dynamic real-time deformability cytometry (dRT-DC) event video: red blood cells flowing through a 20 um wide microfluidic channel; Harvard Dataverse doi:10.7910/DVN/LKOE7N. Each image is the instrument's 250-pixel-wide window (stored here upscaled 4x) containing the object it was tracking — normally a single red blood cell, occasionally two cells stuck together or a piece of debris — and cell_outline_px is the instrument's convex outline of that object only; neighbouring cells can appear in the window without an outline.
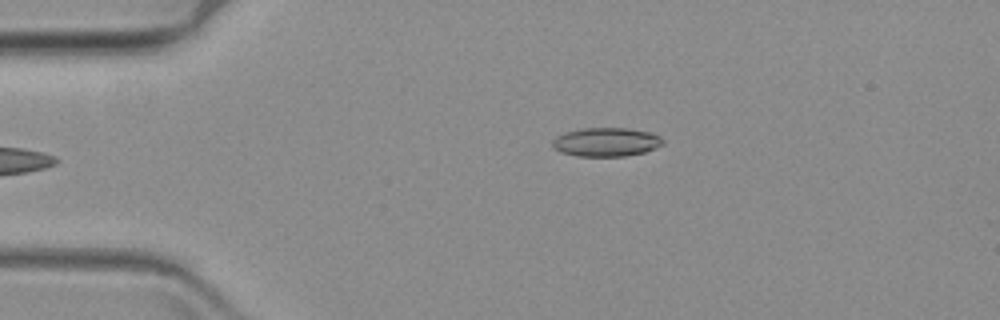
{"species": "common noctule bat (a hibernating species)", "species_latin": "Nyctalus noctula", "temperature_condition": "warm", "stored_images_in_passage": 43, "camera_frame_rate_fps": 3000, "um_per_image_px": 0.085, "animal": {"sex": "female", "body_mass_g": 19.3, "forearm_length_mm": 54.1}, "frame": {"image": 1, "passage_image": 1, "time_ms": 0.0, "image_size_px": [1000, 320], "cell_outline_px": [[664, 144], [656, 148], [644, 152], [624, 156], [580, 156], [560, 152], [552, 144], [552, 140], [556, 136], [564, 132], [580, 128], [628, 128], [652, 132], [660, 136], [664, 140]], "centroid_in_image_um": [51.55, 12.06], "position_along_channel_um": 33.4, "area_um2": 18.67}}
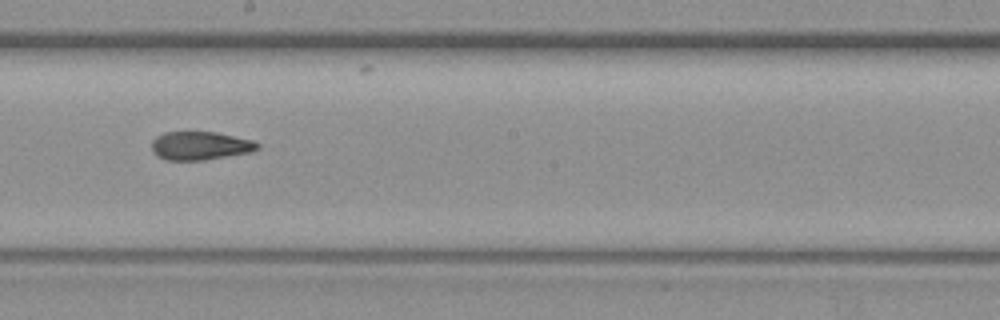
{"frame": {"image": 2, "passage_image": 23, "time_ms": 7.333, "image_size_px": [1000, 320], "cell_outline_px": [[260, 148], [252, 152], [204, 160], [164, 160], [156, 156], [152, 148], [152, 140], [156, 136], [164, 132], [216, 132], [252, 140], [260, 144]], "centroid_in_image_um": [17.01, 12.39], "position_along_channel_um": 231.2, "area_um2": 17.63}}
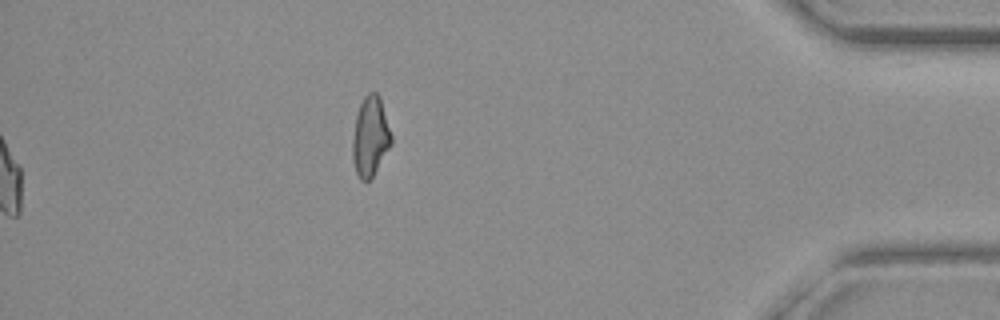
{"frame": {"image": 3, "passage_image": 43, "time_ms": 14.0, "image_size_px": [1000, 320], "cell_outline_px": [[392, 144], [372, 176], [368, 180], [360, 180], [356, 172], [352, 160], [352, 144], [356, 116], [360, 104], [364, 96], [368, 92], [376, 92], [380, 96], [392, 136]], "centroid_in_image_um": [31.48, 11.59], "position_along_channel_um": 403.7, "area_um2": 17.92}}